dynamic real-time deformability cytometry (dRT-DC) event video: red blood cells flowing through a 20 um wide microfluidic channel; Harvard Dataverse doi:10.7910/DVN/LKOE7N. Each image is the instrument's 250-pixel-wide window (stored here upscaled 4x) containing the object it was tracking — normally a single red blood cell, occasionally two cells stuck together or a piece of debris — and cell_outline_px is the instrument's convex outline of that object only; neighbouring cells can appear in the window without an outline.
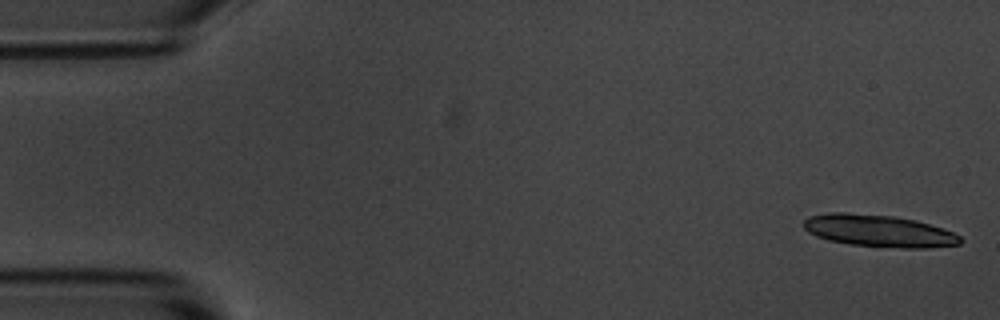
{"species": "common noctule bat (a hibernating species)", "species_latin": "Nyctalus noctula", "temperature_condition": "room temperature", "stored_images_in_passage": 15, "camera_frame_rate_fps": 3000, "um_per_image_px": 0.085, "animal": {"sex": "male", "body_mass_g": 20.1, "forearm_length_mm": 53.5}, "frame": {"image": 1, "passage_image": 1, "time_ms": 0.0, "image_size_px": [1000, 320], "cell_outline_px": [[964, 240], [960, 244], [928, 248], [900, 248], [852, 244], [828, 240], [816, 236], [808, 232], [804, 228], [804, 220], [808, 216], [828, 212], [844, 212], [892, 216], [916, 220], [944, 228], [960, 236]], "centroid_in_image_um": [74.71, 19.62], "position_along_channel_um": 10.3, "area_um2": 29.36}}
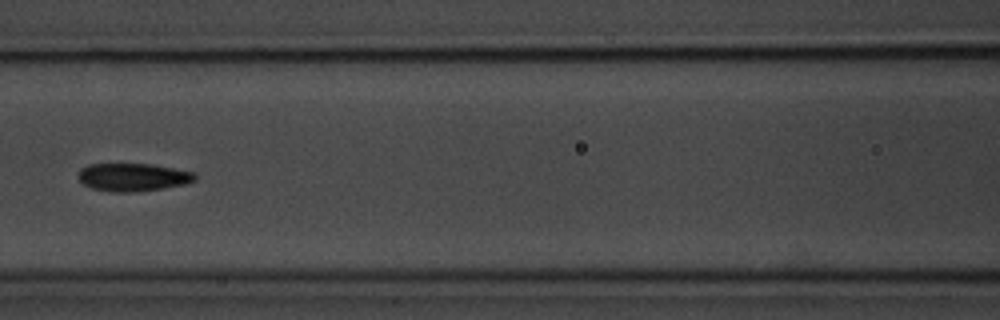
{"frame": {"image": 2, "passage_image": 7, "time_ms": 7.667, "image_size_px": [1000, 320], "cell_outline_px": [[196, 180], [188, 184], [164, 188], [132, 192], [112, 192], [92, 188], [84, 184], [80, 180], [80, 168], [88, 164], [152, 164], [196, 172]], "centroid_in_image_um": [11.36, 15.06], "position_along_channel_um": 155.2, "area_um2": 19.07}}
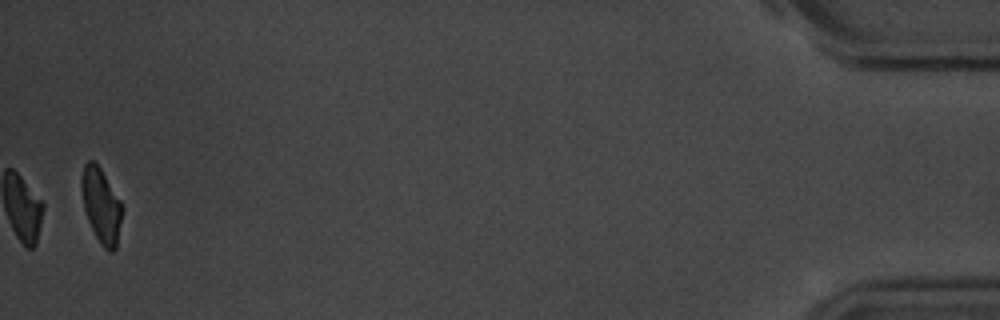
{"frame": {"image": 3, "passage_image": 15, "time_ms": 17.667, "image_size_px": [1000, 320], "cell_outline_px": [[124, 208], [116, 248], [112, 252], [108, 252], [100, 244], [88, 220], [84, 208], [80, 184], [80, 180], [84, 164], [88, 160], [92, 160], [100, 168], [120, 200]], "centroid_in_image_um": [8.61, 17.48], "position_along_channel_um": 426.6, "area_um2": 17.74}, "authors_computed_cell_mechanics": {"area_um2": 19.074, "velocity_mm_per_s": 3.6182, "shape_relaxation_time_tau1_ms": 3.2786, "shape_relaxation_time_tau2_ms": 2.4173, "deformation_change_tau1": 0.1168, "deformation_change_tau2": 0.0764}}